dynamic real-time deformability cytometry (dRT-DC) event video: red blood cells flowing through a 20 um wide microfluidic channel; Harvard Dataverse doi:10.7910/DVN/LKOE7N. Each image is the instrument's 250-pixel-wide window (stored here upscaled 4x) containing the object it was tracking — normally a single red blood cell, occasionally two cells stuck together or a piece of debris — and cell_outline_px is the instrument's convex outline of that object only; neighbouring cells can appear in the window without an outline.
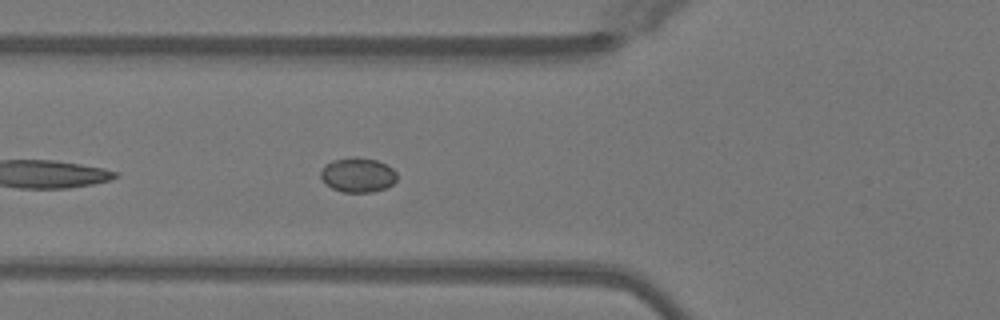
{"species": "Egyptian fruit bat (a non-hibernating species)", "species_latin": "Rousettus aegyptiacus", "temperature_condition": "warm", "stored_images_in_passage": 38, "camera_frame_rate_fps": 3000, "um_per_image_px": 0.085, "animal": {"sex": "female"}, "frame": {"image": 1, "passage_image": 5, "time_ms": 1.333, "image_size_px": [1000, 320], "cell_outline_px": [[396, 180], [392, 184], [384, 188], [372, 192], [344, 192], [332, 188], [320, 176], [320, 172], [324, 164], [332, 160], [348, 156], [356, 156], [376, 160], [392, 168], [396, 172]], "centroid_in_image_um": [30.39, 14.84], "position_along_channel_um": 95.4, "area_um2": 15.37}}
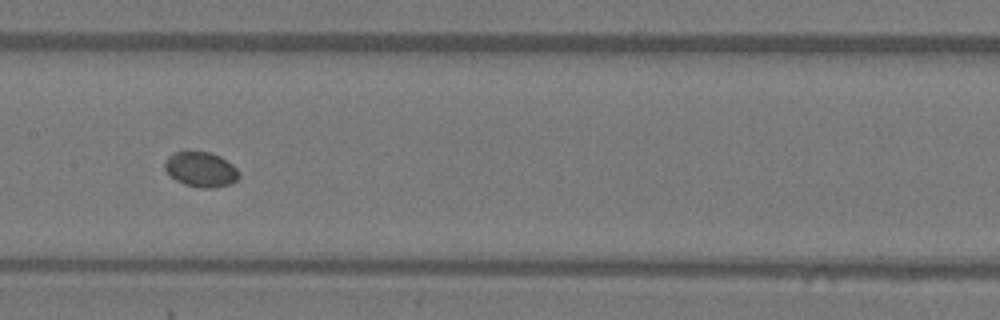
{"frame": {"image": 2, "passage_image": 12, "time_ms": 3.667, "image_size_px": [1000, 320], "cell_outline_px": [[240, 176], [232, 184], [208, 188], [200, 188], [184, 184], [176, 180], [164, 168], [164, 164], [168, 156], [176, 152], [188, 148], [212, 152], [220, 156], [232, 164], [240, 172]], "centroid_in_image_um": [17.08, 14.35], "position_along_channel_um": 190.3, "area_um2": 15.61}}
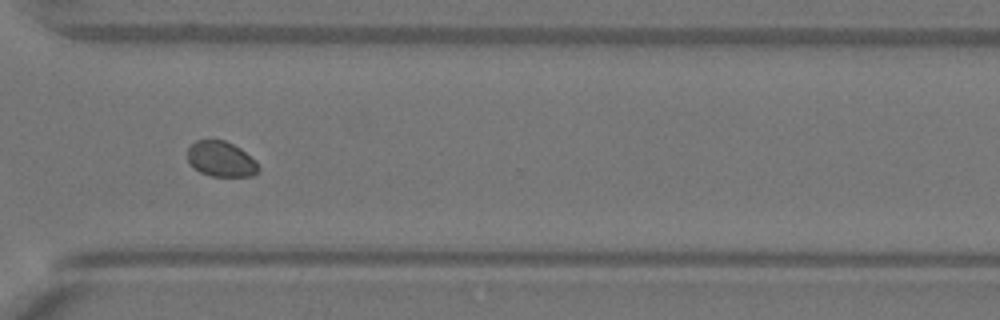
{"frame": {"image": 3, "passage_image": 24, "time_ms": 7.667, "image_size_px": [1000, 320], "cell_outline_px": [[260, 172], [252, 176], [212, 176], [200, 172], [188, 164], [188, 148], [196, 140], [224, 140], [240, 148], [256, 160], [260, 168]], "centroid_in_image_um": [18.81, 13.53], "position_along_channel_um": 351.8, "area_um2": 14.74}}